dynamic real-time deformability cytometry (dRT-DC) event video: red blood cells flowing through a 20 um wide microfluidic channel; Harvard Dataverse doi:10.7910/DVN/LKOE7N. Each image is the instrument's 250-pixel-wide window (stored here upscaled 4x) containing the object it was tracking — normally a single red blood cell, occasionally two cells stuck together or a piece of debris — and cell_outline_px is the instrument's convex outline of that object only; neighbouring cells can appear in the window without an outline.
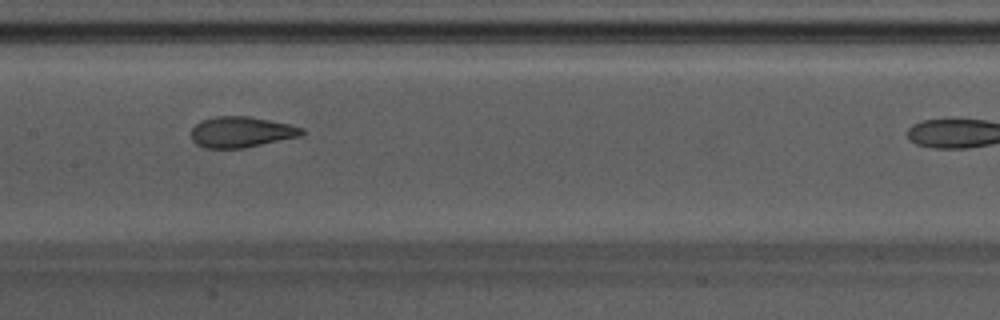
{"species": "Egyptian fruit bat (a non-hibernating species)", "species_latin": "Rousettus aegyptiacus", "temperature_condition": "warm", "stored_images_in_passage": 17, "camera_frame_rate_fps": 3000, "um_per_image_px": 0.085, "animal": {"sex": "male"}, "frame": {"image": 1, "passage_image": 10, "time_ms": 3.0, "image_size_px": [1000, 320], "cell_outline_px": [[308, 132], [300, 136], [244, 148], [204, 148], [196, 144], [192, 140], [192, 128], [200, 120], [216, 116], [248, 116], [288, 124], [304, 128]], "centroid_in_image_um": [20.51, 11.22], "position_along_channel_um": 186.9, "area_um2": 19.88}}